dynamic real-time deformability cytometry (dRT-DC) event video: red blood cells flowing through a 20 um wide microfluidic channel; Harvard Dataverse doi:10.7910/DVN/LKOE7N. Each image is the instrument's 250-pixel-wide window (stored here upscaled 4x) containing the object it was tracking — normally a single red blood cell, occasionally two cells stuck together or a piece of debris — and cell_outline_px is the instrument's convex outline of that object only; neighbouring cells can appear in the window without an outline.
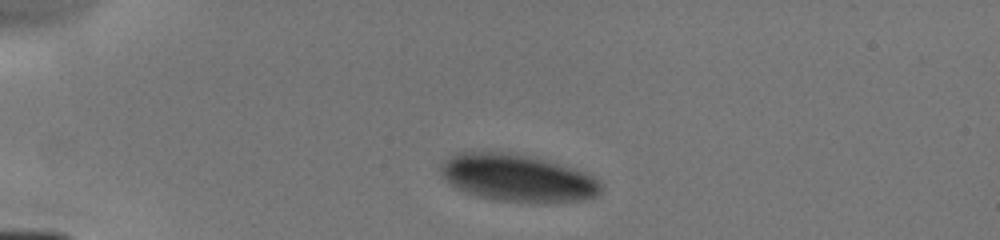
{"species": "human", "species_latin": "Homo sapiens", "temperature_condition": "cold", "stored_images_in_passage": 3, "camera_frame_rate_fps": 3000, "um_per_image_px": 0.085, "donor": {"sex": "male"}, "frame": {"image": 1, "passage_image": 1, "time_ms": 0.0, "image_size_px": [1000, 240], "cell_outline_px": [[604, 184], [600, 192], [596, 196], [584, 200], [532, 204], [492, 200], [476, 196], [456, 188], [444, 180], [440, 172], [440, 164], [444, 160], [456, 152], [508, 152], [528, 156], [544, 160], [572, 168], [584, 172], [600, 180]], "centroid_in_image_um": [43.98, 15.16], "position_along_channel_um": 41.0, "area_um2": 44.8}}
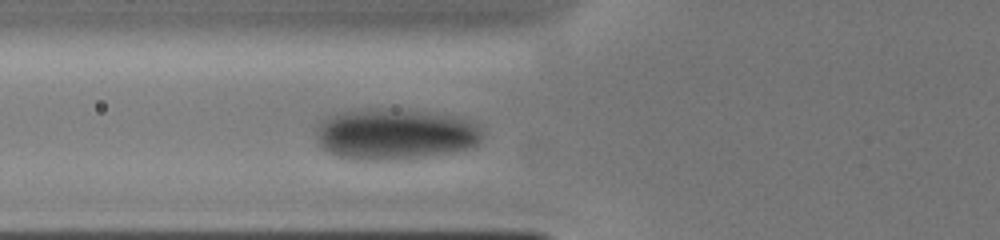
{"frame": {"image": 2, "passage_image": 3, "time_ms": 2.333, "image_size_px": [1000, 240], "cell_outline_px": [[484, 136], [480, 144], [476, 148], [456, 152], [420, 156], [376, 160], [372, 160], [340, 156], [328, 152], [316, 140], [316, 124], [320, 120], [344, 112], [364, 108], [388, 108], [456, 116], [480, 124], [484, 132]], "centroid_in_image_um": [33.66, 11.38], "position_along_channel_um": 92.1, "area_um2": 49.59}}